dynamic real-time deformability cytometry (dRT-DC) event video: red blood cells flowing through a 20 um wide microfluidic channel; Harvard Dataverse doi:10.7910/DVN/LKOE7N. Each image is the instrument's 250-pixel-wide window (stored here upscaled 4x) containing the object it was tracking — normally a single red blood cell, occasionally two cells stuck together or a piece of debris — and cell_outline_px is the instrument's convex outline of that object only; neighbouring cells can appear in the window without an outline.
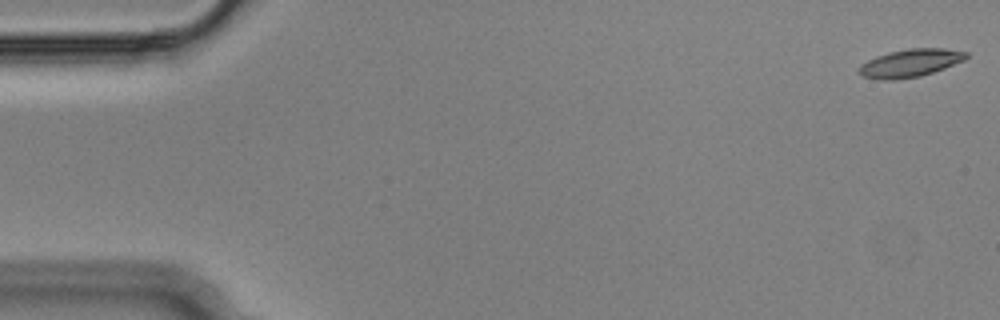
{"species": "Egyptian fruit bat (a non-hibernating species)", "species_latin": "Rousettus aegyptiacus", "temperature_condition": "cold", "stored_images_in_passage": 56, "camera_frame_rate_fps": 3000, "um_per_image_px": 0.085, "animal": {"sex": "male"}, "frame": {"image": 1, "passage_image": 1, "time_ms": 0.0, "image_size_px": [1000, 320], "cell_outline_px": [[968, 56], [964, 60], [944, 68], [920, 76], [896, 80], [880, 80], [864, 76], [856, 72], [856, 68], [860, 64], [876, 56], [888, 52], [908, 48], [944, 48], [968, 52]], "centroid_in_image_um": [77.32, 5.36], "position_along_channel_um": 7.7, "area_um2": 17.57}}
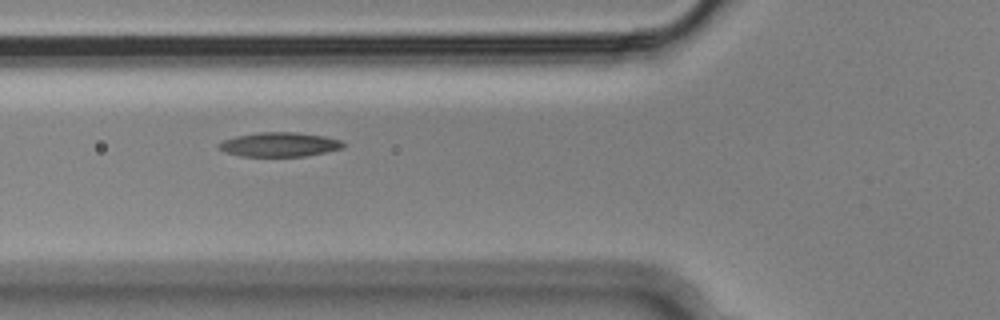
{"frame": {"image": 2, "passage_image": 20, "time_ms": 6.333, "image_size_px": [1000, 320], "cell_outline_px": [[344, 148], [304, 156], [240, 156], [228, 152], [220, 148], [216, 144], [224, 140], [236, 136], [256, 132], [296, 132], [324, 136], [340, 140], [344, 144]], "centroid_in_image_um": [23.75, 12.27], "position_along_channel_um": 102.0, "area_um2": 17.46}}
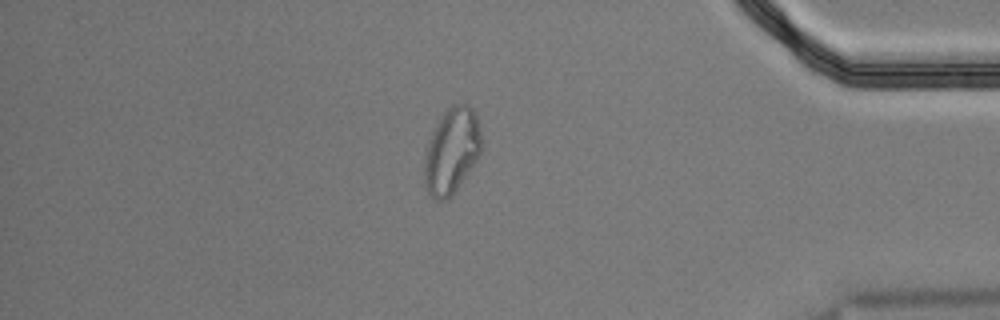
{"frame": {"image": 3, "passage_image": 47, "time_ms": 15.333, "image_size_px": [1000, 320], "cell_outline_px": [[480, 152], [476, 160], [452, 196], [444, 200], [436, 200], [428, 192], [424, 184], [424, 156], [428, 140], [432, 132], [444, 112], [452, 104], [468, 104], [476, 112], [480, 128]], "centroid_in_image_um": [38.37, 12.82], "position_along_channel_um": 396.8, "area_um2": 28.38}, "authors_computed_cell_mechanics": {"area_um2": 17.6579, "velocity_mm_per_s": 3.636, "shape_relaxation_time_tau1_ms": null, "shape_relaxation_time_tau2_ms": 4.6201, "deformation_change_tau1": null, "deformation_change_tau2": 0.1115}}